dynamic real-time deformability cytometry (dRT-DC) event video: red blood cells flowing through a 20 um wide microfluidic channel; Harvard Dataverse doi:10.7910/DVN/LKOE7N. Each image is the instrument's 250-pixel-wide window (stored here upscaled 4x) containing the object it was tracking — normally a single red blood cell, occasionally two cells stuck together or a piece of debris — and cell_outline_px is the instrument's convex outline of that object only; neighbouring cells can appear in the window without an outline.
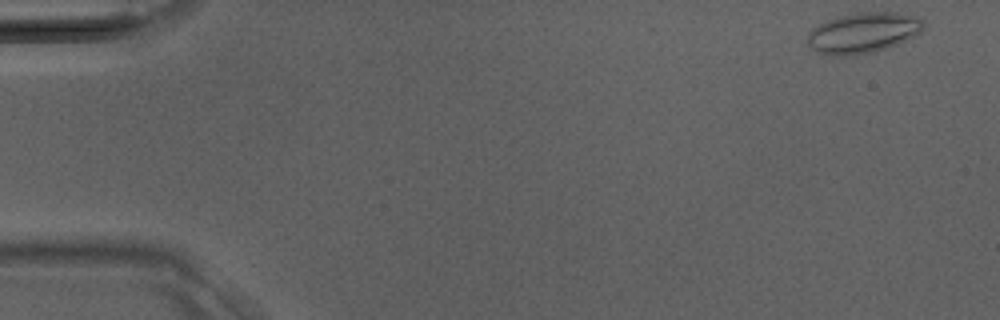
{"species": "Egyptian fruit bat (a non-hibernating species)", "species_latin": "Rousettus aegyptiacus", "temperature_condition": "room temperature", "stored_images_in_passage": 33, "camera_frame_rate_fps": 3000, "um_per_image_px": 0.085, "animal": {"sex": "male"}, "frame": {"image": 1, "passage_image": 1, "time_ms": 0.0, "image_size_px": [1000, 320], "cell_outline_px": [[924, 28], [920, 32], [908, 40], [876, 52], [856, 56], [832, 56], [816, 52], [808, 44], [808, 32], [812, 28], [828, 20], [840, 16], [860, 12], [896, 12], [916, 16], [924, 20]], "centroid_in_image_um": [73.38, 2.81], "position_along_channel_um": 11.6, "area_um2": 27.74}}
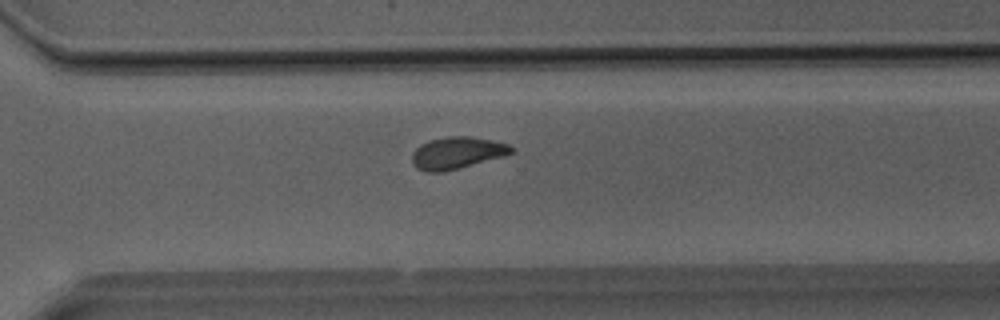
{"frame": {"image": 2, "passage_image": 27, "time_ms": 8.667, "image_size_px": [1000, 320], "cell_outline_px": [[516, 148], [512, 152], [504, 156], [460, 168], [444, 172], [424, 172], [416, 168], [412, 164], [412, 152], [420, 144], [428, 140], [448, 136], [468, 136], [492, 140], [508, 144]], "centroid_in_image_um": [38.82, 13.0], "position_along_channel_um": 331.8, "area_um2": 18.73}}
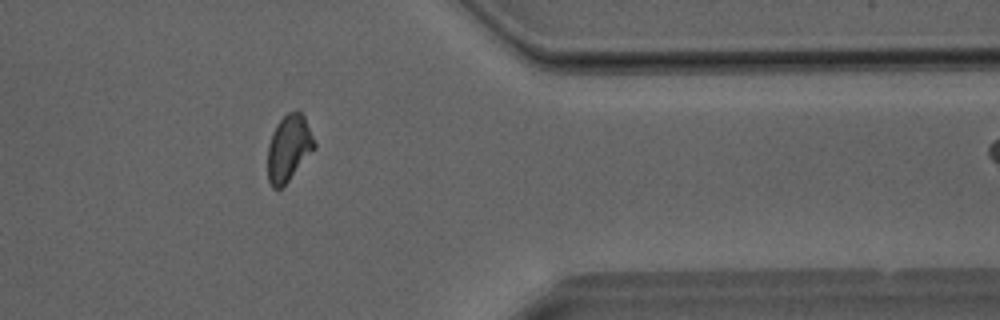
{"frame": {"image": 3, "passage_image": 31, "time_ms": 10.0, "image_size_px": [1000, 320], "cell_outline_px": [[316, 148], [288, 180], [280, 188], [272, 188], [268, 180], [268, 144], [272, 132], [276, 124], [288, 112], [300, 112], [304, 116], [316, 144]], "centroid_in_image_um": [24.54, 12.58], "position_along_channel_um": 386.9, "area_um2": 17.8}}